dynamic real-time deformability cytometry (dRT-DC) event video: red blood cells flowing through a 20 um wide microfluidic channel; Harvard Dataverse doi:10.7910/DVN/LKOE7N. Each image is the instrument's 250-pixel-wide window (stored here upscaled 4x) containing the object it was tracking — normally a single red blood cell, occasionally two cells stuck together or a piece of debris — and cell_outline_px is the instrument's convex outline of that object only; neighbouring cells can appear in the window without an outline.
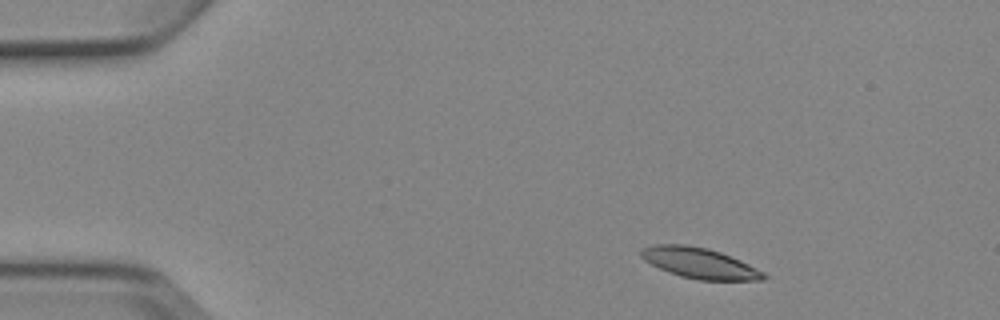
{"species": "Egyptian fruit bat (a non-hibernating species)", "species_latin": "Rousettus aegyptiacus", "temperature_condition": "cold", "stored_images_in_passage": 4, "camera_frame_rate_fps": 3000, "um_per_image_px": 0.085, "animal": {"sex": "female"}, "frame": {"image": 1, "passage_image": 2, "time_ms": 1.0, "image_size_px": [1000, 320], "cell_outline_px": [[768, 276], [764, 280], [700, 280], [680, 276], [668, 272], [644, 260], [640, 256], [640, 248], [656, 244], [688, 244], [708, 248], [720, 252], [740, 260], [764, 272]], "centroid_in_image_um": [59.44, 22.35], "position_along_channel_um": 25.6, "area_um2": 21.91}}